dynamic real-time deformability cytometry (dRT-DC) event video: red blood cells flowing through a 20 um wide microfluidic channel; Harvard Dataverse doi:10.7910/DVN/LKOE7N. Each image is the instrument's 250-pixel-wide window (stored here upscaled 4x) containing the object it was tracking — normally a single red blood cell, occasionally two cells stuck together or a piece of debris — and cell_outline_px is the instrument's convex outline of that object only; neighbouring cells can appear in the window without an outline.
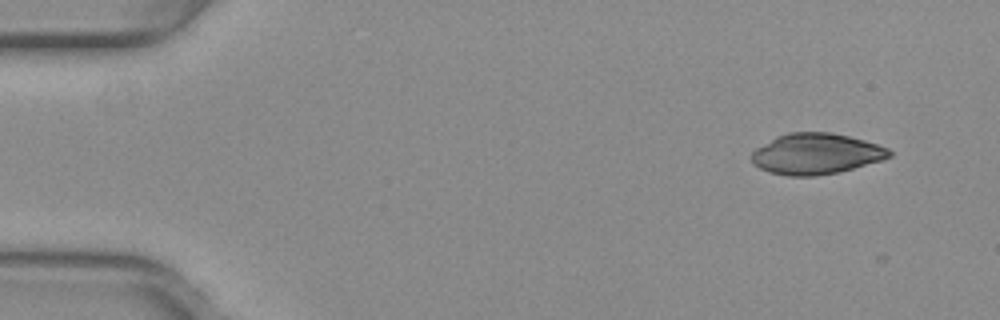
{"species": "common noctule bat (a hibernating species)", "species_latin": "Nyctalus noctula", "temperature_condition": "warm", "stored_images_in_passage": 3, "camera_frame_rate_fps": 3000, "um_per_image_px": 0.085, "animal": {"sex": "female", "body_mass_g": 29.2, "forearm_length_mm": 56.3}, "frame": {"image": 1, "passage_image": 2, "time_ms": 0.333, "image_size_px": [1000, 320], "cell_outline_px": [[892, 156], [884, 160], [840, 172], [816, 176], [788, 176], [768, 172], [752, 164], [752, 152], [756, 148], [776, 136], [788, 132], [832, 132], [864, 140], [888, 148], [892, 152]], "centroid_in_image_um": [69.37, 13.08], "position_along_channel_um": 15.6, "area_um2": 33.06}}